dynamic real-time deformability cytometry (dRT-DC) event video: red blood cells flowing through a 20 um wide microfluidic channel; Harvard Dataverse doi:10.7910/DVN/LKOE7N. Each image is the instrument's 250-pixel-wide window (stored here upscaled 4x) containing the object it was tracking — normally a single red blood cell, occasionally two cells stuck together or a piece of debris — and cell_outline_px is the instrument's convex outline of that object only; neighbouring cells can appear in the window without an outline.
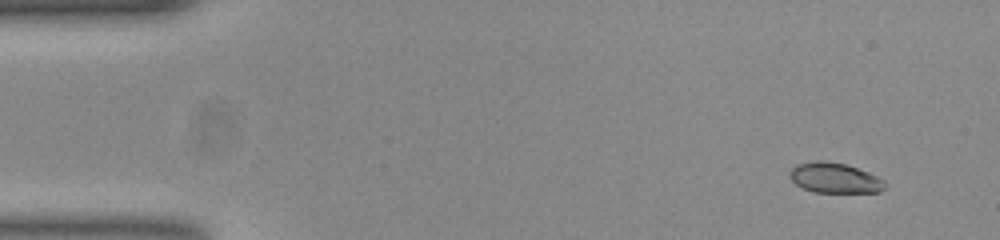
{"species": "common noctule bat (a hibernating species)", "species_latin": "Nyctalus noctula", "temperature_condition": "room temperature", "stored_images_in_passage": 52, "camera_frame_rate_fps": 3000, "um_per_image_px": 0.085, "animal": {"sex": "female", "body_mass_g": 23.0, "forearm_length_mm": 53.4}, "frame": {"image": 1, "passage_image": 4, "time_ms": 1.0, "image_size_px": [1000, 240], "cell_outline_px": [[888, 184], [880, 192], [816, 192], [804, 188], [796, 184], [792, 180], [788, 172], [796, 164], [816, 160], [820, 160], [844, 164], [868, 172], [884, 180]], "centroid_in_image_um": [70.95, 15.12], "position_along_channel_um": 14.0, "area_um2": 16.65}}
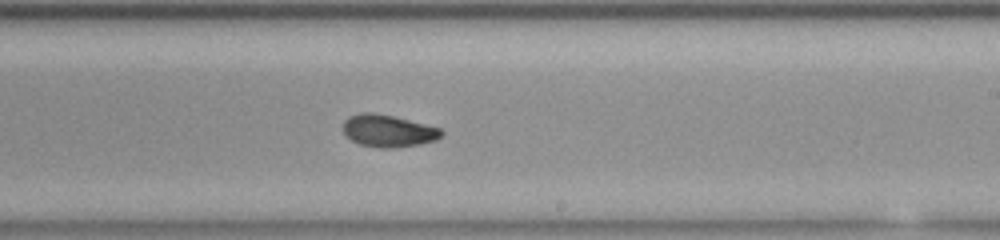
{"frame": {"image": 2, "passage_image": 31, "time_ms": 10.0, "image_size_px": [1000, 240], "cell_outline_px": [[444, 132], [436, 140], [420, 144], [396, 148], [380, 148], [360, 144], [352, 140], [344, 132], [344, 120], [348, 116], [364, 112], [372, 112], [392, 116], [440, 128]], "centroid_in_image_um": [32.99, 11.13], "position_along_channel_um": 256.0, "area_um2": 18.26}}
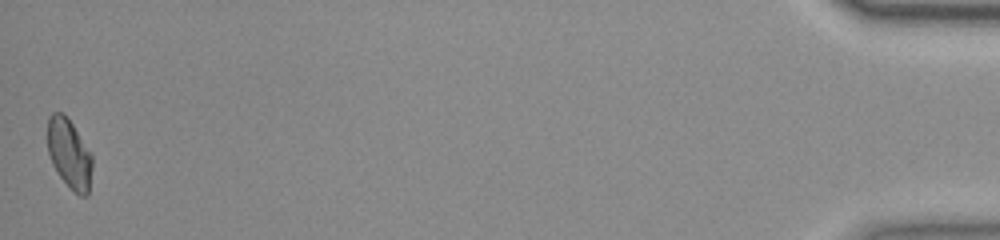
{"frame": {"image": 3, "passage_image": 52, "time_ms": 17.0, "image_size_px": [1000, 240], "cell_outline_px": [[92, 168], [88, 196], [80, 196], [60, 176], [52, 164], [48, 152], [48, 116], [52, 112], [60, 112], [72, 124], [92, 156]], "centroid_in_image_um": [5.88, 13.07], "position_along_channel_um": 429.3, "area_um2": 17.63}, "authors_computed_cell_mechanics": {"area_um2": 18.207, "velocity_mm_per_s": 3.9022, "shape_relaxation_time_tau1_ms": null, "shape_relaxation_time_tau2_ms": 3.0432, "deformation_change_tau1": null, "deformation_change_tau2": 0.0634}}